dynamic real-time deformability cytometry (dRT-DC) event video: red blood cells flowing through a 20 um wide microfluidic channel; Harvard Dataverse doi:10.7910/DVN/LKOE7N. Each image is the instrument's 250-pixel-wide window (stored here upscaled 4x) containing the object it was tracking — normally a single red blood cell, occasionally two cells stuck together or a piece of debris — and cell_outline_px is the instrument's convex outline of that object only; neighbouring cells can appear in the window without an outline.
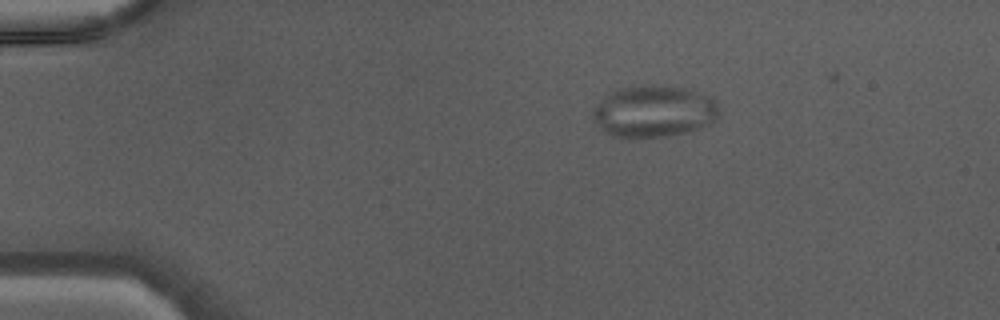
{"species": "Egyptian fruit bat (a non-hibernating species)", "species_latin": "Rousettus aegyptiacus", "temperature_condition": "warm", "stored_images_in_passage": 38, "camera_frame_rate_fps": 3000, "um_per_image_px": 0.085, "animal": {"sex": "male"}, "frame": {"image": 1, "passage_image": 1, "time_ms": 0.0, "image_size_px": [1000, 320], "cell_outline_px": [[716, 116], [708, 124], [700, 128], [688, 132], [664, 136], [612, 136], [604, 132], [600, 128], [592, 112], [592, 108], [612, 92], [620, 88], [640, 84], [672, 84], [712, 96], [716, 100]], "centroid_in_image_um": [55.59, 9.42], "position_along_channel_um": 29.4, "area_um2": 37.92}}
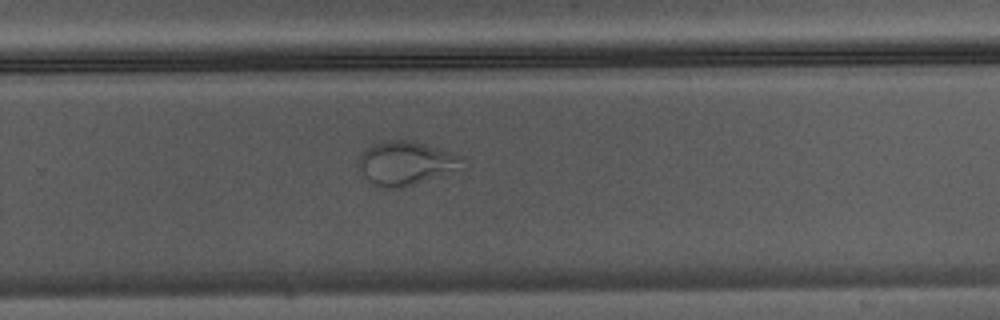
{"frame": {"image": 2, "passage_image": 23, "time_ms": 7.333, "image_size_px": [1000, 320], "cell_outline_px": [[468, 160], [456, 168], [412, 184], [400, 188], [380, 188], [372, 184], [364, 176], [356, 164], [360, 152], [364, 148], [372, 144], [384, 140], [408, 140], [424, 144], [464, 156]], "centroid_in_image_um": [34.38, 13.84], "position_along_channel_um": 295.4, "area_um2": 26.18}}
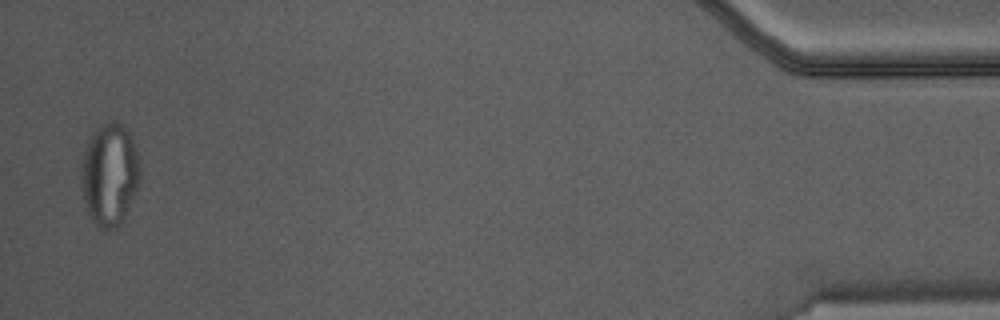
{"frame": {"image": 3, "passage_image": 37, "time_ms": 12.0, "image_size_px": [1000, 320], "cell_outline_px": [[140, 180], [124, 220], [116, 228], [108, 232], [100, 228], [88, 216], [80, 188], [80, 180], [84, 152], [92, 132], [96, 128], [112, 120], [128, 128], [136, 152], [140, 168]], "centroid_in_image_um": [9.3, 14.88], "position_along_channel_um": 425.9, "area_um2": 35.43}}